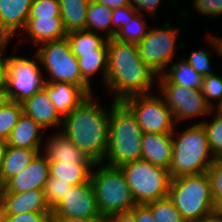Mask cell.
Returning <instances> with one entry per match:
<instances>
[{
	"instance_id": "6da1fadb",
	"label": "cell",
	"mask_w": 222,
	"mask_h": 222,
	"mask_svg": "<svg viewBox=\"0 0 222 222\" xmlns=\"http://www.w3.org/2000/svg\"><path fill=\"white\" fill-rule=\"evenodd\" d=\"M108 70L106 85L116 93L115 102L151 93L156 75L142 61L138 45L108 39Z\"/></svg>"
},
{
	"instance_id": "7a4b0ae2",
	"label": "cell",
	"mask_w": 222,
	"mask_h": 222,
	"mask_svg": "<svg viewBox=\"0 0 222 222\" xmlns=\"http://www.w3.org/2000/svg\"><path fill=\"white\" fill-rule=\"evenodd\" d=\"M89 95L63 119V133L94 163H103L109 135V113ZM102 107V108H101Z\"/></svg>"
},
{
	"instance_id": "3957f363",
	"label": "cell",
	"mask_w": 222,
	"mask_h": 222,
	"mask_svg": "<svg viewBox=\"0 0 222 222\" xmlns=\"http://www.w3.org/2000/svg\"><path fill=\"white\" fill-rule=\"evenodd\" d=\"M141 127L132 112L122 103L113 101L109 114L107 165L120 168L142 159ZM107 159V160H106Z\"/></svg>"
},
{
	"instance_id": "277c9868",
	"label": "cell",
	"mask_w": 222,
	"mask_h": 222,
	"mask_svg": "<svg viewBox=\"0 0 222 222\" xmlns=\"http://www.w3.org/2000/svg\"><path fill=\"white\" fill-rule=\"evenodd\" d=\"M172 138L173 151L169 168L171 179L184 175L206 173L214 161L207 133L201 123H195Z\"/></svg>"
},
{
	"instance_id": "5b68a950",
	"label": "cell",
	"mask_w": 222,
	"mask_h": 222,
	"mask_svg": "<svg viewBox=\"0 0 222 222\" xmlns=\"http://www.w3.org/2000/svg\"><path fill=\"white\" fill-rule=\"evenodd\" d=\"M168 198L186 222L210 215L215 209L211 181L207 172L172 178Z\"/></svg>"
},
{
	"instance_id": "8992f818",
	"label": "cell",
	"mask_w": 222,
	"mask_h": 222,
	"mask_svg": "<svg viewBox=\"0 0 222 222\" xmlns=\"http://www.w3.org/2000/svg\"><path fill=\"white\" fill-rule=\"evenodd\" d=\"M101 165V167H100ZM99 169L91 172V182L95 191L100 214L107 218L117 213L128 212L136 205L120 168L99 163Z\"/></svg>"
},
{
	"instance_id": "52a82bcc",
	"label": "cell",
	"mask_w": 222,
	"mask_h": 222,
	"mask_svg": "<svg viewBox=\"0 0 222 222\" xmlns=\"http://www.w3.org/2000/svg\"><path fill=\"white\" fill-rule=\"evenodd\" d=\"M35 55L50 75L44 82L70 83L79 86L88 96L92 95L91 85L82 78L78 59L71 51L66 37L40 44Z\"/></svg>"
},
{
	"instance_id": "ba28073f",
	"label": "cell",
	"mask_w": 222,
	"mask_h": 222,
	"mask_svg": "<svg viewBox=\"0 0 222 222\" xmlns=\"http://www.w3.org/2000/svg\"><path fill=\"white\" fill-rule=\"evenodd\" d=\"M136 204H146L168 197L171 177L169 170L145 160L120 167Z\"/></svg>"
},
{
	"instance_id": "9c48e42d",
	"label": "cell",
	"mask_w": 222,
	"mask_h": 222,
	"mask_svg": "<svg viewBox=\"0 0 222 222\" xmlns=\"http://www.w3.org/2000/svg\"><path fill=\"white\" fill-rule=\"evenodd\" d=\"M122 103L135 116L143 133H173L176 122L163 97L147 93L128 97Z\"/></svg>"
},
{
	"instance_id": "30bf717a",
	"label": "cell",
	"mask_w": 222,
	"mask_h": 222,
	"mask_svg": "<svg viewBox=\"0 0 222 222\" xmlns=\"http://www.w3.org/2000/svg\"><path fill=\"white\" fill-rule=\"evenodd\" d=\"M178 31L169 23H164L162 29L148 30L137 44L142 61L156 76L164 74L165 68L174 58Z\"/></svg>"
},
{
	"instance_id": "8fae6325",
	"label": "cell",
	"mask_w": 222,
	"mask_h": 222,
	"mask_svg": "<svg viewBox=\"0 0 222 222\" xmlns=\"http://www.w3.org/2000/svg\"><path fill=\"white\" fill-rule=\"evenodd\" d=\"M11 56L8 61L7 96L9 100L22 103L43 87L44 79L39 58Z\"/></svg>"
},
{
	"instance_id": "7c38bea8",
	"label": "cell",
	"mask_w": 222,
	"mask_h": 222,
	"mask_svg": "<svg viewBox=\"0 0 222 222\" xmlns=\"http://www.w3.org/2000/svg\"><path fill=\"white\" fill-rule=\"evenodd\" d=\"M161 96L172 111L174 121L210 114L213 110L200 89L186 88L174 83H160Z\"/></svg>"
},
{
	"instance_id": "4fadbf2b",
	"label": "cell",
	"mask_w": 222,
	"mask_h": 222,
	"mask_svg": "<svg viewBox=\"0 0 222 222\" xmlns=\"http://www.w3.org/2000/svg\"><path fill=\"white\" fill-rule=\"evenodd\" d=\"M51 211L68 218L103 217L97 206L91 180L73 186Z\"/></svg>"
},
{
	"instance_id": "5bb4252c",
	"label": "cell",
	"mask_w": 222,
	"mask_h": 222,
	"mask_svg": "<svg viewBox=\"0 0 222 222\" xmlns=\"http://www.w3.org/2000/svg\"><path fill=\"white\" fill-rule=\"evenodd\" d=\"M49 176L48 158L39 152L27 167L0 188V192L22 193L30 190H44Z\"/></svg>"
},
{
	"instance_id": "9a60e30c",
	"label": "cell",
	"mask_w": 222,
	"mask_h": 222,
	"mask_svg": "<svg viewBox=\"0 0 222 222\" xmlns=\"http://www.w3.org/2000/svg\"><path fill=\"white\" fill-rule=\"evenodd\" d=\"M32 0H0V38L12 39L16 31L24 30Z\"/></svg>"
},
{
	"instance_id": "2e32d148",
	"label": "cell",
	"mask_w": 222,
	"mask_h": 222,
	"mask_svg": "<svg viewBox=\"0 0 222 222\" xmlns=\"http://www.w3.org/2000/svg\"><path fill=\"white\" fill-rule=\"evenodd\" d=\"M173 133H143L142 135V160L155 166L169 170L172 159Z\"/></svg>"
},
{
	"instance_id": "e0dca14e",
	"label": "cell",
	"mask_w": 222,
	"mask_h": 222,
	"mask_svg": "<svg viewBox=\"0 0 222 222\" xmlns=\"http://www.w3.org/2000/svg\"><path fill=\"white\" fill-rule=\"evenodd\" d=\"M23 113L30 116L44 130L48 127L60 126L63 119L58 114L56 107L52 104L46 90L42 87L33 96L22 103Z\"/></svg>"
},
{
	"instance_id": "ac0fdd59",
	"label": "cell",
	"mask_w": 222,
	"mask_h": 222,
	"mask_svg": "<svg viewBox=\"0 0 222 222\" xmlns=\"http://www.w3.org/2000/svg\"><path fill=\"white\" fill-rule=\"evenodd\" d=\"M3 199L5 214L18 215L27 212L50 213L44 190H30L28 192H0Z\"/></svg>"
},
{
	"instance_id": "d6986e66",
	"label": "cell",
	"mask_w": 222,
	"mask_h": 222,
	"mask_svg": "<svg viewBox=\"0 0 222 222\" xmlns=\"http://www.w3.org/2000/svg\"><path fill=\"white\" fill-rule=\"evenodd\" d=\"M43 88L62 119L88 97L79 86L70 83L44 82Z\"/></svg>"
},
{
	"instance_id": "ffe728a7",
	"label": "cell",
	"mask_w": 222,
	"mask_h": 222,
	"mask_svg": "<svg viewBox=\"0 0 222 222\" xmlns=\"http://www.w3.org/2000/svg\"><path fill=\"white\" fill-rule=\"evenodd\" d=\"M23 31L31 37L35 45L60 40L67 35L61 17L28 18Z\"/></svg>"
},
{
	"instance_id": "44dd1931",
	"label": "cell",
	"mask_w": 222,
	"mask_h": 222,
	"mask_svg": "<svg viewBox=\"0 0 222 222\" xmlns=\"http://www.w3.org/2000/svg\"><path fill=\"white\" fill-rule=\"evenodd\" d=\"M44 153L49 162H80L94 163L74 143H72L63 133L54 134L47 140Z\"/></svg>"
},
{
	"instance_id": "7402d4cb",
	"label": "cell",
	"mask_w": 222,
	"mask_h": 222,
	"mask_svg": "<svg viewBox=\"0 0 222 222\" xmlns=\"http://www.w3.org/2000/svg\"><path fill=\"white\" fill-rule=\"evenodd\" d=\"M42 129L30 116L22 113L17 124L12 128L10 137L7 139V145L40 150V130Z\"/></svg>"
},
{
	"instance_id": "603a6c76",
	"label": "cell",
	"mask_w": 222,
	"mask_h": 222,
	"mask_svg": "<svg viewBox=\"0 0 222 222\" xmlns=\"http://www.w3.org/2000/svg\"><path fill=\"white\" fill-rule=\"evenodd\" d=\"M98 165L99 163L49 162L50 177L69 182L73 186L80 185L91 180L92 167Z\"/></svg>"
},
{
	"instance_id": "cb8c5ba5",
	"label": "cell",
	"mask_w": 222,
	"mask_h": 222,
	"mask_svg": "<svg viewBox=\"0 0 222 222\" xmlns=\"http://www.w3.org/2000/svg\"><path fill=\"white\" fill-rule=\"evenodd\" d=\"M40 150L8 146L0 169V188L32 162Z\"/></svg>"
},
{
	"instance_id": "d4e9b609",
	"label": "cell",
	"mask_w": 222,
	"mask_h": 222,
	"mask_svg": "<svg viewBox=\"0 0 222 222\" xmlns=\"http://www.w3.org/2000/svg\"><path fill=\"white\" fill-rule=\"evenodd\" d=\"M66 38L69 42L71 51L79 58L82 54L88 53H108L107 41L97 32L79 30L67 33Z\"/></svg>"
},
{
	"instance_id": "484cf974",
	"label": "cell",
	"mask_w": 222,
	"mask_h": 222,
	"mask_svg": "<svg viewBox=\"0 0 222 222\" xmlns=\"http://www.w3.org/2000/svg\"><path fill=\"white\" fill-rule=\"evenodd\" d=\"M165 74L159 76V83H174L191 89H202L203 79L199 73L195 72L192 66L184 57L180 62L170 65Z\"/></svg>"
},
{
	"instance_id": "4316f807",
	"label": "cell",
	"mask_w": 222,
	"mask_h": 222,
	"mask_svg": "<svg viewBox=\"0 0 222 222\" xmlns=\"http://www.w3.org/2000/svg\"><path fill=\"white\" fill-rule=\"evenodd\" d=\"M66 33L86 30V14L91 0H58Z\"/></svg>"
},
{
	"instance_id": "83f0119b",
	"label": "cell",
	"mask_w": 222,
	"mask_h": 222,
	"mask_svg": "<svg viewBox=\"0 0 222 222\" xmlns=\"http://www.w3.org/2000/svg\"><path fill=\"white\" fill-rule=\"evenodd\" d=\"M112 12L109 7L91 0L86 14V30L91 32L106 30L104 36L112 39Z\"/></svg>"
},
{
	"instance_id": "f1b7e54d",
	"label": "cell",
	"mask_w": 222,
	"mask_h": 222,
	"mask_svg": "<svg viewBox=\"0 0 222 222\" xmlns=\"http://www.w3.org/2000/svg\"><path fill=\"white\" fill-rule=\"evenodd\" d=\"M82 78L90 84V77L96 74L97 71L103 70L102 76L106 83L108 70V53H88L82 54V57L77 58Z\"/></svg>"
},
{
	"instance_id": "f546056e",
	"label": "cell",
	"mask_w": 222,
	"mask_h": 222,
	"mask_svg": "<svg viewBox=\"0 0 222 222\" xmlns=\"http://www.w3.org/2000/svg\"><path fill=\"white\" fill-rule=\"evenodd\" d=\"M137 13L133 19H129L126 26L120 28L116 32L114 39L119 42L138 44L147 34L148 30H145L147 25L143 20V14ZM142 18V19H141Z\"/></svg>"
},
{
	"instance_id": "4dcf8cb0",
	"label": "cell",
	"mask_w": 222,
	"mask_h": 222,
	"mask_svg": "<svg viewBox=\"0 0 222 222\" xmlns=\"http://www.w3.org/2000/svg\"><path fill=\"white\" fill-rule=\"evenodd\" d=\"M23 113L22 104L8 100L0 107V139L7 140Z\"/></svg>"
},
{
	"instance_id": "1f68e13d",
	"label": "cell",
	"mask_w": 222,
	"mask_h": 222,
	"mask_svg": "<svg viewBox=\"0 0 222 222\" xmlns=\"http://www.w3.org/2000/svg\"><path fill=\"white\" fill-rule=\"evenodd\" d=\"M213 120L208 123L201 121L206 130L210 152L214 158L222 157V111L217 109Z\"/></svg>"
},
{
	"instance_id": "d6a6232c",
	"label": "cell",
	"mask_w": 222,
	"mask_h": 222,
	"mask_svg": "<svg viewBox=\"0 0 222 222\" xmlns=\"http://www.w3.org/2000/svg\"><path fill=\"white\" fill-rule=\"evenodd\" d=\"M145 205L150 209L157 222H186L168 197Z\"/></svg>"
},
{
	"instance_id": "836d02e7",
	"label": "cell",
	"mask_w": 222,
	"mask_h": 222,
	"mask_svg": "<svg viewBox=\"0 0 222 222\" xmlns=\"http://www.w3.org/2000/svg\"><path fill=\"white\" fill-rule=\"evenodd\" d=\"M72 187L69 182L58 181L57 178L49 176L44 187V196L49 208L52 210Z\"/></svg>"
},
{
	"instance_id": "e575fe53",
	"label": "cell",
	"mask_w": 222,
	"mask_h": 222,
	"mask_svg": "<svg viewBox=\"0 0 222 222\" xmlns=\"http://www.w3.org/2000/svg\"><path fill=\"white\" fill-rule=\"evenodd\" d=\"M201 91L209 106L213 107L210 99L214 100L218 98L219 101L216 109L222 106V76H216L215 74L205 76Z\"/></svg>"
},
{
	"instance_id": "d590c367",
	"label": "cell",
	"mask_w": 222,
	"mask_h": 222,
	"mask_svg": "<svg viewBox=\"0 0 222 222\" xmlns=\"http://www.w3.org/2000/svg\"><path fill=\"white\" fill-rule=\"evenodd\" d=\"M61 17L58 0H32L29 18Z\"/></svg>"
},
{
	"instance_id": "8d00e7d4",
	"label": "cell",
	"mask_w": 222,
	"mask_h": 222,
	"mask_svg": "<svg viewBox=\"0 0 222 222\" xmlns=\"http://www.w3.org/2000/svg\"><path fill=\"white\" fill-rule=\"evenodd\" d=\"M210 53L211 52H206L202 48L199 51H192L188 59L185 58V60L192 66L193 70L199 73L201 76L205 77L207 75H214L213 69H211L210 66Z\"/></svg>"
},
{
	"instance_id": "74e56055",
	"label": "cell",
	"mask_w": 222,
	"mask_h": 222,
	"mask_svg": "<svg viewBox=\"0 0 222 222\" xmlns=\"http://www.w3.org/2000/svg\"><path fill=\"white\" fill-rule=\"evenodd\" d=\"M207 173L211 181L212 196L216 202L222 196V157L214 158Z\"/></svg>"
},
{
	"instance_id": "f35d334b",
	"label": "cell",
	"mask_w": 222,
	"mask_h": 222,
	"mask_svg": "<svg viewBox=\"0 0 222 222\" xmlns=\"http://www.w3.org/2000/svg\"><path fill=\"white\" fill-rule=\"evenodd\" d=\"M138 12L132 6H124L117 9H113L112 12V38H114L117 31L120 30L121 27L126 26V23L129 19H133V17ZM115 27L117 28H114Z\"/></svg>"
},
{
	"instance_id": "ab89813d",
	"label": "cell",
	"mask_w": 222,
	"mask_h": 222,
	"mask_svg": "<svg viewBox=\"0 0 222 222\" xmlns=\"http://www.w3.org/2000/svg\"><path fill=\"white\" fill-rule=\"evenodd\" d=\"M193 5L201 15H222V0H193Z\"/></svg>"
},
{
	"instance_id": "60d3db41",
	"label": "cell",
	"mask_w": 222,
	"mask_h": 222,
	"mask_svg": "<svg viewBox=\"0 0 222 222\" xmlns=\"http://www.w3.org/2000/svg\"><path fill=\"white\" fill-rule=\"evenodd\" d=\"M50 213L27 212L18 215H6L5 222H48Z\"/></svg>"
},
{
	"instance_id": "b9f144b4",
	"label": "cell",
	"mask_w": 222,
	"mask_h": 222,
	"mask_svg": "<svg viewBox=\"0 0 222 222\" xmlns=\"http://www.w3.org/2000/svg\"><path fill=\"white\" fill-rule=\"evenodd\" d=\"M160 1L161 0H129V3L130 6H132L138 13H142L140 11L145 10L148 11L147 13L150 15L152 14L153 16Z\"/></svg>"
},
{
	"instance_id": "7bdbcfd3",
	"label": "cell",
	"mask_w": 222,
	"mask_h": 222,
	"mask_svg": "<svg viewBox=\"0 0 222 222\" xmlns=\"http://www.w3.org/2000/svg\"><path fill=\"white\" fill-rule=\"evenodd\" d=\"M9 41L10 38H0V85H6L7 81L8 61L10 57L3 59L2 56Z\"/></svg>"
},
{
	"instance_id": "ee69618b",
	"label": "cell",
	"mask_w": 222,
	"mask_h": 222,
	"mask_svg": "<svg viewBox=\"0 0 222 222\" xmlns=\"http://www.w3.org/2000/svg\"><path fill=\"white\" fill-rule=\"evenodd\" d=\"M131 211L134 213L136 222H157L145 204H136Z\"/></svg>"
},
{
	"instance_id": "f6af8a7d",
	"label": "cell",
	"mask_w": 222,
	"mask_h": 222,
	"mask_svg": "<svg viewBox=\"0 0 222 222\" xmlns=\"http://www.w3.org/2000/svg\"><path fill=\"white\" fill-rule=\"evenodd\" d=\"M48 222H106V218L105 217L68 218L65 216H60L51 211Z\"/></svg>"
},
{
	"instance_id": "bcb514c9",
	"label": "cell",
	"mask_w": 222,
	"mask_h": 222,
	"mask_svg": "<svg viewBox=\"0 0 222 222\" xmlns=\"http://www.w3.org/2000/svg\"><path fill=\"white\" fill-rule=\"evenodd\" d=\"M106 222H136L132 211L117 213L106 218Z\"/></svg>"
},
{
	"instance_id": "7dc6e473",
	"label": "cell",
	"mask_w": 222,
	"mask_h": 222,
	"mask_svg": "<svg viewBox=\"0 0 222 222\" xmlns=\"http://www.w3.org/2000/svg\"><path fill=\"white\" fill-rule=\"evenodd\" d=\"M93 1L105 5L112 10L124 6H130L129 0H93Z\"/></svg>"
},
{
	"instance_id": "c3c4849f",
	"label": "cell",
	"mask_w": 222,
	"mask_h": 222,
	"mask_svg": "<svg viewBox=\"0 0 222 222\" xmlns=\"http://www.w3.org/2000/svg\"><path fill=\"white\" fill-rule=\"evenodd\" d=\"M190 222H222V216L213 212L210 215H207L205 217Z\"/></svg>"
},
{
	"instance_id": "681fc988",
	"label": "cell",
	"mask_w": 222,
	"mask_h": 222,
	"mask_svg": "<svg viewBox=\"0 0 222 222\" xmlns=\"http://www.w3.org/2000/svg\"><path fill=\"white\" fill-rule=\"evenodd\" d=\"M7 148H8L7 140L0 139V169L2 166V162L4 160Z\"/></svg>"
},
{
	"instance_id": "f907efd6",
	"label": "cell",
	"mask_w": 222,
	"mask_h": 222,
	"mask_svg": "<svg viewBox=\"0 0 222 222\" xmlns=\"http://www.w3.org/2000/svg\"><path fill=\"white\" fill-rule=\"evenodd\" d=\"M8 100L7 86L0 85V107L3 106Z\"/></svg>"
},
{
	"instance_id": "816d5d0a",
	"label": "cell",
	"mask_w": 222,
	"mask_h": 222,
	"mask_svg": "<svg viewBox=\"0 0 222 222\" xmlns=\"http://www.w3.org/2000/svg\"><path fill=\"white\" fill-rule=\"evenodd\" d=\"M210 39H209L210 43H212V45L216 47L215 49L218 51V54L222 56V41H219L217 37H213V36H211Z\"/></svg>"
},
{
	"instance_id": "f5cc1de1",
	"label": "cell",
	"mask_w": 222,
	"mask_h": 222,
	"mask_svg": "<svg viewBox=\"0 0 222 222\" xmlns=\"http://www.w3.org/2000/svg\"><path fill=\"white\" fill-rule=\"evenodd\" d=\"M214 212L222 216V196L215 202Z\"/></svg>"
},
{
	"instance_id": "db71d44e",
	"label": "cell",
	"mask_w": 222,
	"mask_h": 222,
	"mask_svg": "<svg viewBox=\"0 0 222 222\" xmlns=\"http://www.w3.org/2000/svg\"><path fill=\"white\" fill-rule=\"evenodd\" d=\"M5 207L2 197L0 196V222H5Z\"/></svg>"
}]
</instances>
